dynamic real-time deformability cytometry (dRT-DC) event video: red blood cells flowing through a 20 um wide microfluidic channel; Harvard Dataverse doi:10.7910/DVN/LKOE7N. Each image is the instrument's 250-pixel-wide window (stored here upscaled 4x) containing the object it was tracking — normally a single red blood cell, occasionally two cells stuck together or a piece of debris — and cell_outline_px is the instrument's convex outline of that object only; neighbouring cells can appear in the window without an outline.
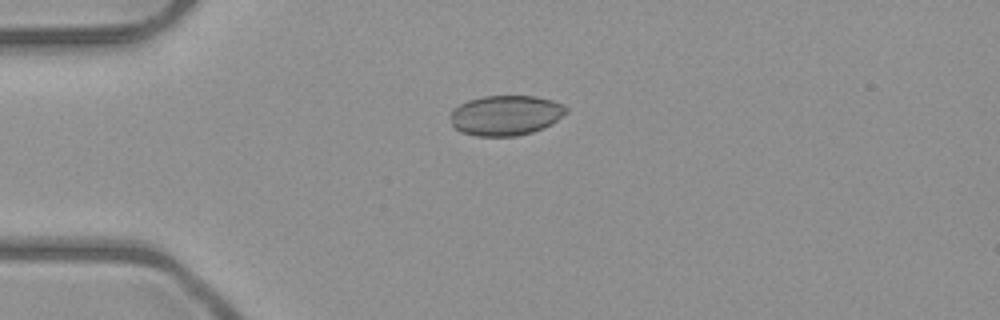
{"species": "common noctule bat (a hibernating species)", "species_latin": "Nyctalus noctula", "temperature_condition": "room temperature", "stored_images_in_passage": 2, "camera_frame_rate_fps": 3000, "um_per_image_px": 0.085, "animal": {"sex": "male", "body_mass_g": 23.1, "forearm_length_mm": 52.7}, "frame": {"image": 1, "passage_image": 1, "time_ms": 0.0, "image_size_px": [1000, 320], "cell_outline_px": [[568, 112], [552, 124], [544, 128], [532, 132], [516, 136], [476, 136], [460, 132], [452, 124], [452, 108], [468, 100], [484, 96], [536, 96], [552, 100], [564, 104], [568, 108]], "centroid_in_image_um": [43.02, 9.8], "position_along_channel_um": 42.0, "area_um2": 27.22}}